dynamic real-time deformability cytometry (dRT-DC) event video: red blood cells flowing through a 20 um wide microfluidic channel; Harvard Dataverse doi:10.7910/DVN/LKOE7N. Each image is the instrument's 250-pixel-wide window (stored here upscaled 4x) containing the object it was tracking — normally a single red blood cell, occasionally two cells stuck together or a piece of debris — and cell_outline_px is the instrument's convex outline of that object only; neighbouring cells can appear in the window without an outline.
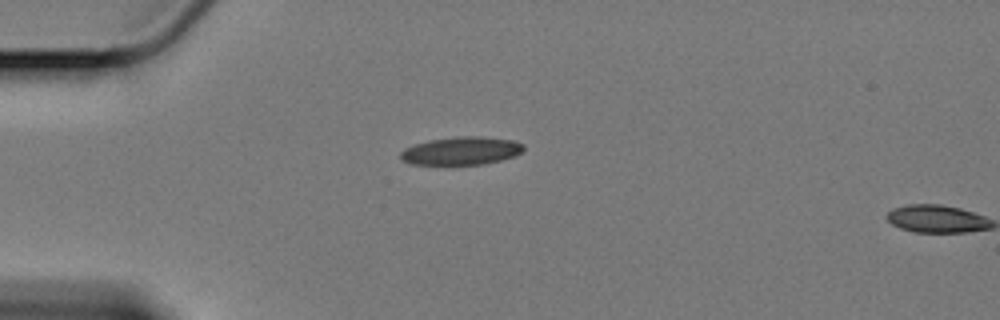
{"species": "Egyptian fruit bat (a non-hibernating species)", "species_latin": "Rousettus aegyptiacus", "temperature_condition": "cold", "stored_images_in_passage": 2, "camera_frame_rate_fps": 3000, "um_per_image_px": 0.085, "animal": {"sex": "female"}, "frame": {"image": 1, "passage_image": 1, "time_ms": 0.0, "image_size_px": [1000, 320], "cell_outline_px": [[524, 148], [516, 156], [484, 164], [412, 164], [404, 160], [400, 156], [400, 152], [404, 148], [428, 140], [464, 136], [476, 136], [512, 140], [524, 144]], "centroid_in_image_um": [39.22, 12.82], "position_along_channel_um": 45.8, "area_um2": 19.83}}